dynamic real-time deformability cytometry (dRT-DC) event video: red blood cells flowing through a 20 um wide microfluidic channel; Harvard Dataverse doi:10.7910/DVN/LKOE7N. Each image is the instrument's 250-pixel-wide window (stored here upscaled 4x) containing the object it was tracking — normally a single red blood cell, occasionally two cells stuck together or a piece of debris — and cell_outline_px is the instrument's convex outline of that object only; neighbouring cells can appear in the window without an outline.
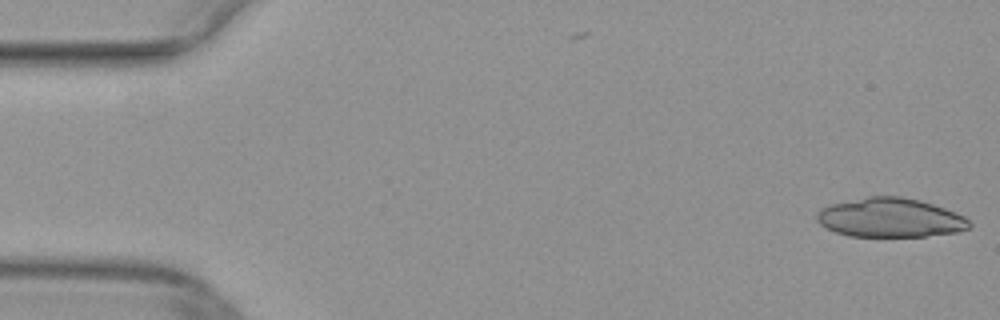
{"species": "common noctule bat (a hibernating species)", "species_latin": "Nyctalus noctula", "temperature_condition": "warm", "stored_images_in_passage": 2, "camera_frame_rate_fps": 3000, "um_per_image_px": 0.085, "animal": {"sex": "female", "body_mass_g": 29.2, "forearm_length_mm": 56.3}, "frame": {"image": 1, "passage_image": 2, "time_ms": 0.333, "image_size_px": [1000, 320], "cell_outline_px": [[972, 224], [968, 228], [960, 232], [924, 236], [848, 236], [836, 232], [820, 224], [816, 220], [816, 212], [820, 208], [832, 204], [868, 196], [900, 196], [920, 200], [956, 212], [964, 216]], "centroid_in_image_um": [75.67, 18.5], "position_along_channel_um": 9.3, "area_um2": 34.8}}